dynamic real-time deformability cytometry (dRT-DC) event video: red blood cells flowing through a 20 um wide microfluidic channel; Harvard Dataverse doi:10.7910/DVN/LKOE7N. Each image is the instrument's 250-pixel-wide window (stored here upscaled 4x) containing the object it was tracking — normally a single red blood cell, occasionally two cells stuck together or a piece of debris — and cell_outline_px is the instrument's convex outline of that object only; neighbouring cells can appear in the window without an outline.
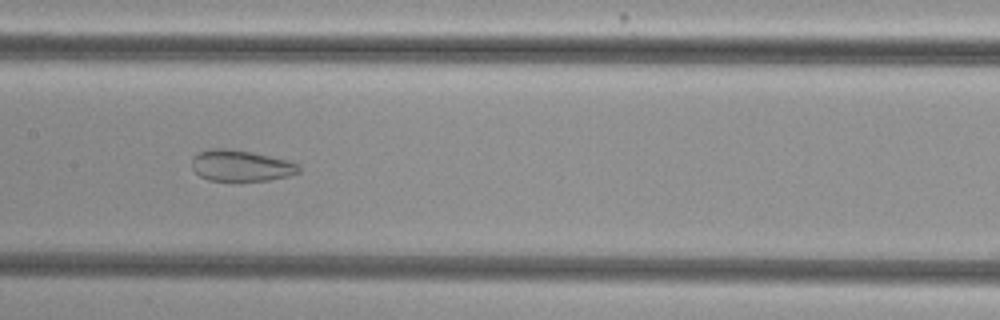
{"species": "common noctule bat (a hibernating species)", "species_latin": "Nyctalus noctula", "temperature_condition": "cold", "stored_images_in_passage": 39, "camera_frame_rate_fps": 3000, "um_per_image_px": 0.085, "animal": {"sex": "female", "body_mass_g": 29.2, "forearm_length_mm": 56.3}, "frame": {"image": 1, "passage_image": 12, "time_ms": 3.667, "image_size_px": [1000, 320], "cell_outline_px": [[300, 172], [288, 176], [268, 180], [208, 180], [200, 176], [192, 168], [192, 156], [208, 148], [224, 148], [252, 152], [288, 160], [300, 164]], "centroid_in_image_um": [20.48, 14.07], "position_along_channel_um": 186.9, "area_um2": 19.42}}
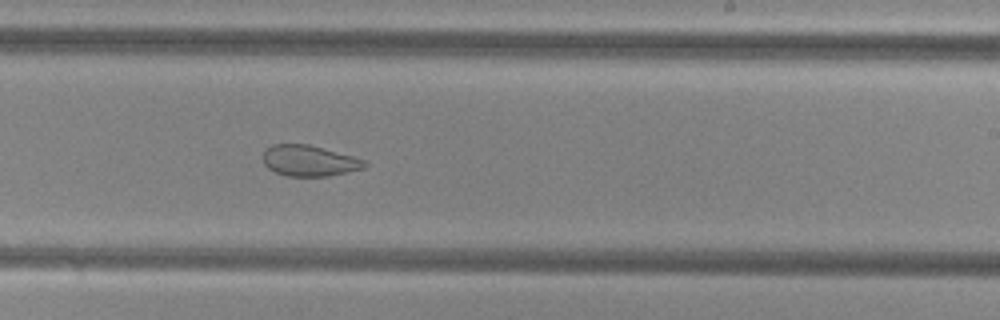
{"frame": {"image": 2, "passage_image": 18, "time_ms": 5.667, "image_size_px": [1000, 320], "cell_outline_px": [[368, 164], [364, 168], [328, 176], [284, 176], [268, 168], [264, 164], [264, 152], [272, 144], [308, 144], [352, 156], [364, 160]], "centroid_in_image_um": [26.28, 13.67], "position_along_channel_um": 262.7, "area_um2": 18.09}}
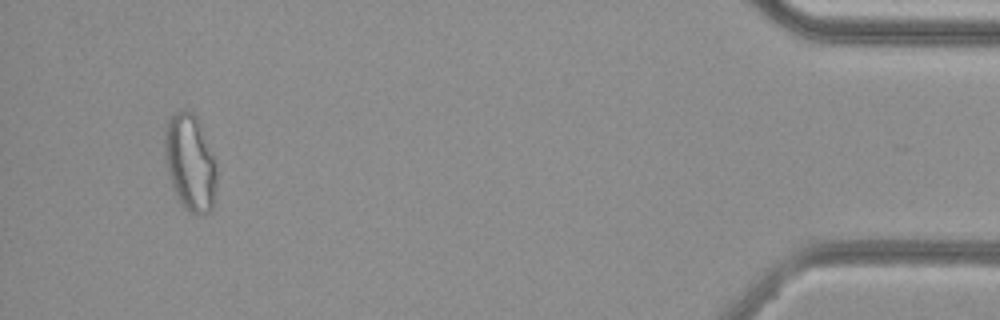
{"frame": {"image": 3, "passage_image": 36, "time_ms": 11.667, "image_size_px": [1000, 320], "cell_outline_px": [[216, 192], [212, 208], [208, 212], [188, 212], [184, 208], [176, 196], [172, 188], [164, 160], [164, 132], [168, 120], [176, 112], [184, 108], [188, 108], [200, 120], [216, 160]], "centroid_in_image_um": [16.16, 13.76], "position_along_channel_um": 419.0, "area_um2": 29.94}, "authors_computed_cell_mechanics": {"area_um2": 23.6402, "velocity_mm_per_s": 3.8065, "shape_relaxation_time_tau1_ms": null, "shape_relaxation_time_tau2_ms": 1.5033, "deformation_change_tau1": null, "deformation_change_tau2": 0.0808}}